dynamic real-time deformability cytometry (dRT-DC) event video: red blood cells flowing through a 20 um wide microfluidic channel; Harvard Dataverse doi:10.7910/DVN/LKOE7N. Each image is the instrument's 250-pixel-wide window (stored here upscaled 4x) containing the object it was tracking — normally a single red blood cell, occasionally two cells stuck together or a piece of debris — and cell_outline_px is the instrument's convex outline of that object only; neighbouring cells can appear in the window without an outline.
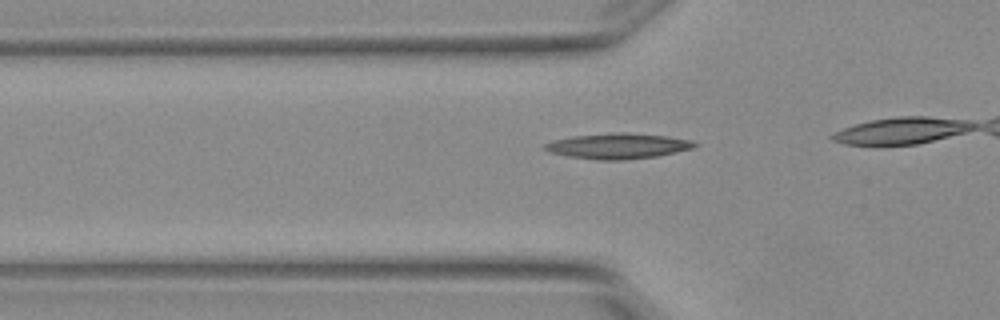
{"species": "Egyptian fruit bat (a non-hibernating species)", "species_latin": "Rousettus aegyptiacus", "temperature_condition": "warm", "stored_images_in_passage": 6, "segment_of_instrument_passage": [2, 2], "camera_frame_rate_fps": 3000, "um_per_image_px": 0.085, "animal": {"sex": "female"}, "frame": {"image": 1, "passage_image": 6, "time_ms": 1.667, "image_size_px": [1000, 320], "cell_outline_px": [[700, 144], [692, 148], [676, 152], [656, 156], [624, 160], [596, 160], [568, 156], [548, 152], [544, 148], [544, 144], [552, 140], [572, 136], [612, 132], [628, 132], [668, 136], [692, 140]], "centroid_in_image_um": [52.52, 12.4], "position_along_channel_um": 73.3, "area_um2": 22.48}}